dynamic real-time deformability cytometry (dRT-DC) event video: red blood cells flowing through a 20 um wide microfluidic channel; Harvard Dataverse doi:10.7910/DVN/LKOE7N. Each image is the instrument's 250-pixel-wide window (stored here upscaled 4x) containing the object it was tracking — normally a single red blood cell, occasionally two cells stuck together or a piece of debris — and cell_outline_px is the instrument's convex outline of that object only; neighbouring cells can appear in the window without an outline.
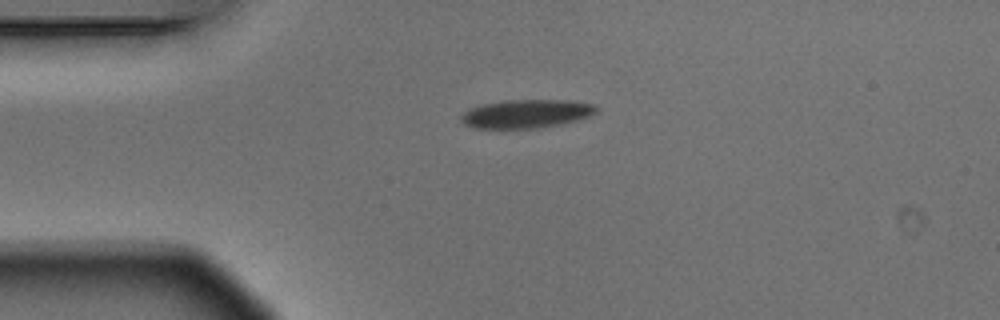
{"species": "Egyptian fruit bat (a non-hibernating species)", "species_latin": "Rousettus aegyptiacus", "temperature_condition": "warm", "stored_images_in_passage": 7, "camera_frame_rate_fps": 3000, "um_per_image_px": 0.085, "animal": {"sex": "male"}, "frame": {"image": 1, "passage_image": 1, "time_ms": 0.0, "image_size_px": [1000, 320], "cell_outline_px": [[596, 112], [588, 116], [576, 120], [560, 124], [536, 128], [476, 128], [464, 124], [460, 120], [460, 116], [468, 108], [480, 104], [508, 100], [564, 100], [596, 104]], "centroid_in_image_um": [44.68, 9.66], "position_along_channel_um": 40.3, "area_um2": 22.37}}
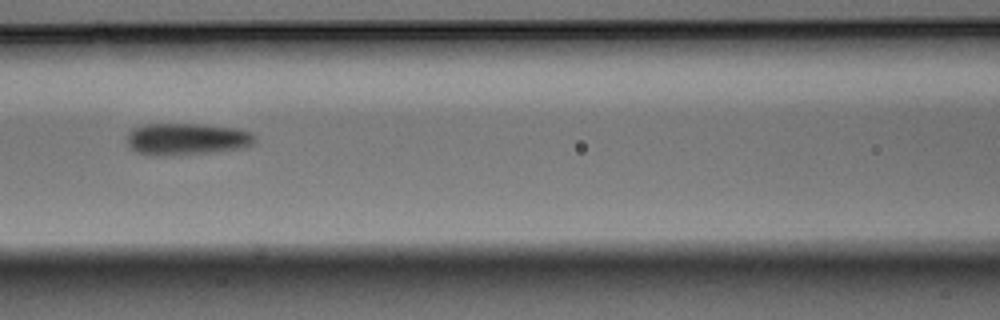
{"frame": {"image": 2, "passage_image": 4, "time_ms": 1.0, "image_size_px": [1000, 320], "cell_outline_px": [[256, 136], [252, 144], [244, 148], [212, 152], [172, 156], [156, 156], [136, 152], [128, 144], [128, 136], [132, 128], [144, 124], [200, 124], [236, 128], [248, 132]], "centroid_in_image_um": [15.86, 11.83], "position_along_channel_um": 150.7, "area_um2": 23.81}}
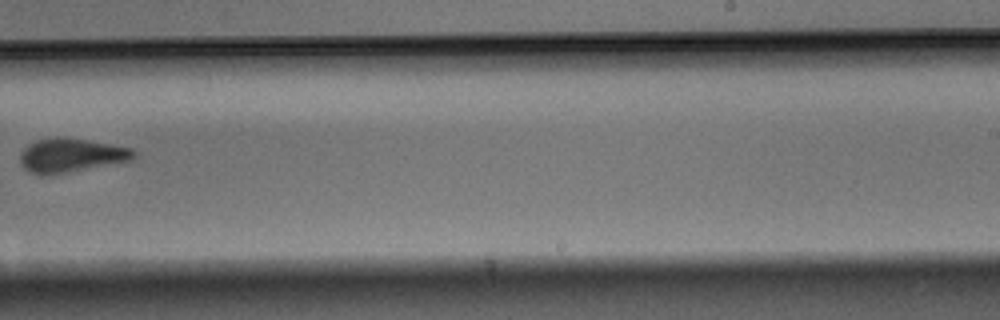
{"frame": {"image": 3, "passage_image": 7, "time_ms": 2.0, "image_size_px": [1000, 320], "cell_outline_px": [[136, 156], [132, 160], [40, 176], [24, 168], [20, 164], [20, 152], [28, 144], [36, 140], [56, 136], [64, 136], [88, 140], [132, 148], [136, 152]], "centroid_in_image_um": [6.0, 13.17], "position_along_channel_um": 283.0, "area_um2": 22.31}}